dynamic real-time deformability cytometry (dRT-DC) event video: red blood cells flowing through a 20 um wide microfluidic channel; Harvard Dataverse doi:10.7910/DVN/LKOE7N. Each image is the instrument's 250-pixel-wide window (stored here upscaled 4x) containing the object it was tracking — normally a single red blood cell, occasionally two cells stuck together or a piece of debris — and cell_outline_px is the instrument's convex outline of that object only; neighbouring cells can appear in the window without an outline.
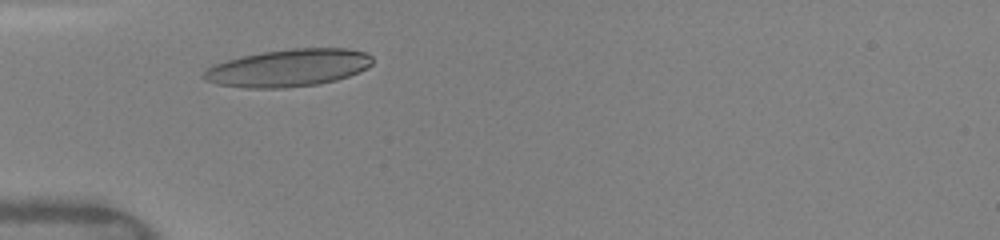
{"species": "human", "species_latin": "Homo sapiens", "temperature_condition": "warm", "stored_images_in_passage": 34, "camera_frame_rate_fps": 3000, "um_per_image_px": 0.085, "donor": {"sex": "female"}, "frame": {"image": 1, "passage_image": 6, "time_ms": 1.667, "image_size_px": [1000, 240], "cell_outline_px": [[372, 64], [368, 68], [360, 72], [336, 80], [316, 84], [284, 88], [244, 88], [216, 84], [204, 80], [200, 76], [212, 64], [240, 56], [264, 52], [292, 48], [344, 48], [364, 52], [372, 56]], "centroid_in_image_um": [24.48, 5.77], "position_along_channel_um": 60.5, "area_um2": 36.99}}
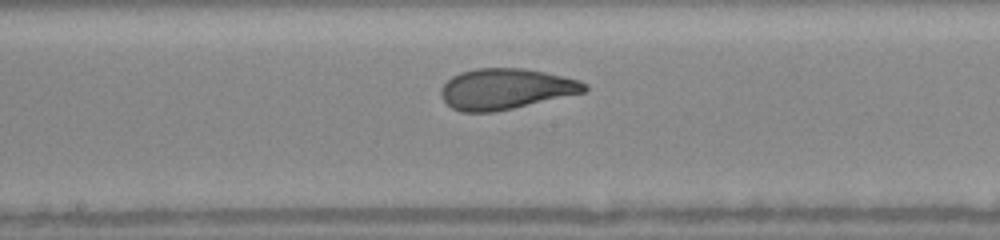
{"frame": {"image": 2, "passage_image": 17, "time_ms": 5.333, "image_size_px": [1000, 240], "cell_outline_px": [[588, 88], [584, 92], [496, 112], [460, 112], [452, 108], [440, 96], [440, 88], [452, 76], [460, 72], [476, 68], [524, 68], [544, 72], [580, 80], [588, 84]], "centroid_in_image_um": [42.96, 7.56], "position_along_channel_um": 205.2, "area_um2": 34.1}}
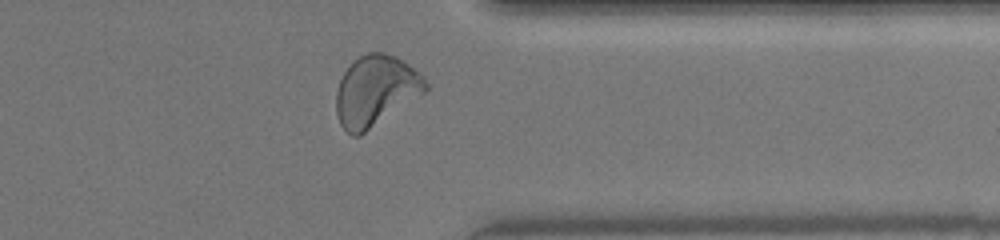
{"frame": {"image": 3, "passage_image": 30, "time_ms": 9.667, "image_size_px": [1000, 240], "cell_outline_px": [[428, 88], [424, 92], [360, 136], [352, 136], [340, 124], [336, 112], [336, 92], [340, 80], [344, 72], [360, 56], [368, 52], [384, 52], [396, 56], [408, 64], [424, 76], [428, 84]], "centroid_in_image_um": [31.93, 7.71], "position_along_channel_um": 379.5, "area_um2": 36.36}, "authors_computed_cell_mechanics": {"area_um2": 34.0153, "velocity_mm_per_s": 4.0935, "shape_relaxation_time_tau1_ms": 4.7071, "shape_relaxation_time_tau2_ms": 0.882, "deformation_change_tau1": 0.1964, "deformation_change_tau2": 0.0756}}